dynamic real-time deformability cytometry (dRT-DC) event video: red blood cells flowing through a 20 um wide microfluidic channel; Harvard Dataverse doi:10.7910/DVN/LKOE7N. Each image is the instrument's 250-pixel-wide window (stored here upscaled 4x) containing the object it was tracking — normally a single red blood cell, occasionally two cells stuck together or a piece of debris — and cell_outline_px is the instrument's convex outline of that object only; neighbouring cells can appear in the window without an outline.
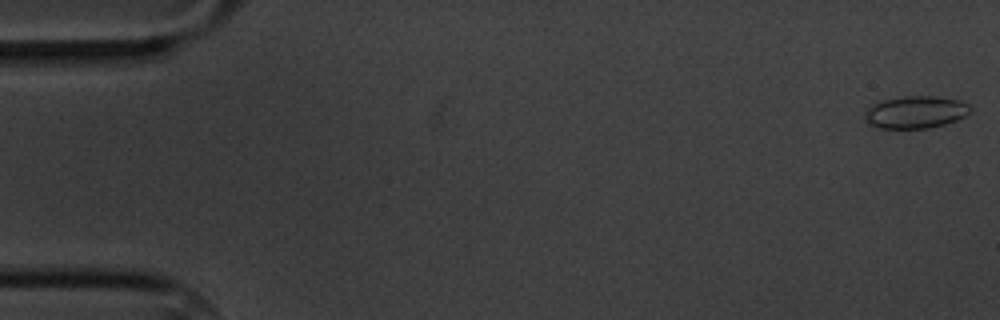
{"species": "common noctule bat (a hibernating species)", "species_latin": "Nyctalus noctula", "temperature_condition": "cold", "stored_images_in_passage": 17, "camera_frame_rate_fps": 3000, "um_per_image_px": 0.085, "animal": {"sex": "male", "body_mass_g": 20.1, "forearm_length_mm": 53.5}, "frame": {"image": 1, "passage_image": 1, "time_ms": 0.0, "image_size_px": [1000, 320], "cell_outline_px": [[972, 112], [956, 120], [944, 124], [928, 128], [880, 128], [868, 124], [864, 120], [864, 112], [872, 104], [884, 100], [904, 96], [932, 96], [960, 100], [968, 104], [972, 108]], "centroid_in_image_um": [77.82, 9.53], "position_along_channel_um": 7.2, "area_um2": 19.94}}
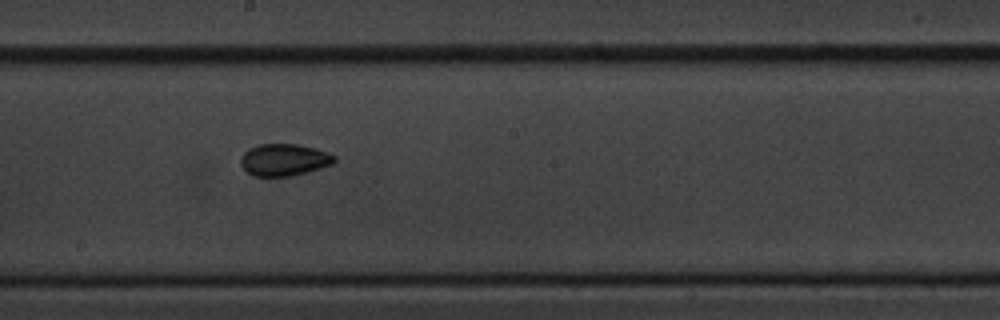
{"frame": {"image": 2, "passage_image": 10, "time_ms": 10.333, "image_size_px": [1000, 320], "cell_outline_px": [[336, 160], [332, 164], [320, 168], [288, 176], [252, 176], [240, 164], [240, 156], [248, 148], [260, 144], [296, 144], [316, 148], [328, 152], [336, 156]], "centroid_in_image_um": [24.13, 13.57], "position_along_channel_um": 224.1, "area_um2": 17.46}}
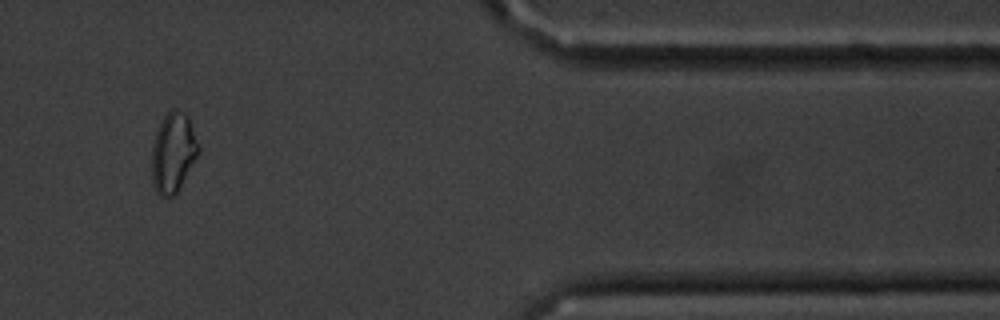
{"frame": {"image": 3, "passage_image": 15, "time_ms": 16.333, "image_size_px": [1000, 320], "cell_outline_px": [[200, 152], [176, 196], [160, 196], [156, 192], [152, 184], [152, 144], [156, 132], [164, 116], [172, 108], [176, 108], [184, 112], [188, 116], [200, 148]], "centroid_in_image_um": [14.73, 12.99], "position_along_channel_um": 396.7, "area_um2": 22.02}, "authors_computed_cell_mechanics": {"area_um2": 18.4382, "velocity_mm_per_s": 3.4139, "shape_relaxation_time_tau1_ms": null, "shape_relaxation_time_tau2_ms": 1.7178, "deformation_change_tau1": null, "deformation_change_tau2": 0.0549}}